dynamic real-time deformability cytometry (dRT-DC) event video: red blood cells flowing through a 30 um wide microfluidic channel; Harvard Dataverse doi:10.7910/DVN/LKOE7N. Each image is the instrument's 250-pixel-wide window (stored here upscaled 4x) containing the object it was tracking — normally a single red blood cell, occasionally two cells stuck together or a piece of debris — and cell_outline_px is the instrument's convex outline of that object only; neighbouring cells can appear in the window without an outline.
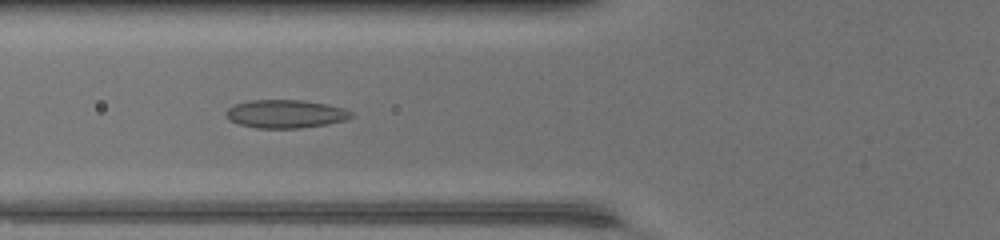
{"species": "common noctule bat (a hibernating species)", "species_latin": "Nyctalus noctula", "temperature_condition": "warm", "stored_images_in_passage": 50, "segment_of_instrument_passage": [1, 2], "camera_frame_rate_fps": 3000, "um_per_image_px": 0.085, "animal": {"sex": "female", "body_mass_g": 17.0, "forearm_length_mm": 48.0}, "frame": {"image": 1, "passage_image": 20, "time_ms": 6.333, "image_size_px": [1000, 240], "cell_outline_px": [[356, 116], [348, 120], [328, 124], [300, 128], [256, 128], [240, 124], [228, 120], [224, 116], [224, 112], [228, 108], [236, 104], [248, 100], [300, 100], [328, 104], [344, 108], [352, 112]], "centroid_in_image_um": [24.29, 9.68], "position_along_channel_um": 101.5, "area_um2": 20.92}}
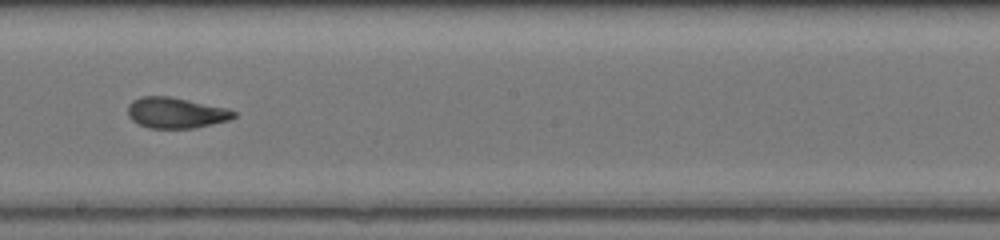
{"frame": {"image": 2, "passage_image": 29, "time_ms": 9.333, "image_size_px": [1000, 240], "cell_outline_px": [[236, 116], [228, 120], [212, 124], [192, 128], [148, 128], [132, 120], [128, 116], [128, 104], [132, 100], [140, 96], [168, 96], [228, 108], [236, 112]], "centroid_in_image_um": [14.93, 9.58], "position_along_channel_um": 233.3, "area_um2": 18.96}}
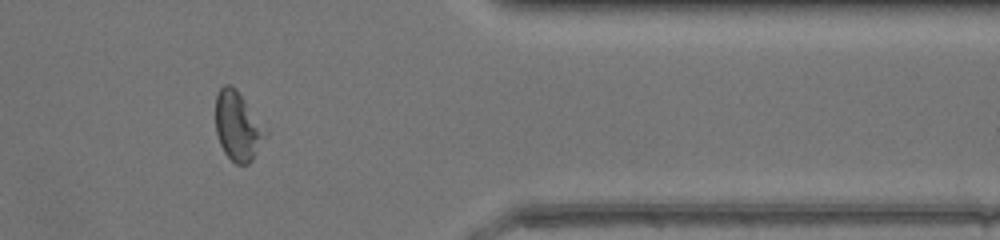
{"frame": {"image": 3, "passage_image": 41, "time_ms": 13.333, "image_size_px": [1000, 240], "cell_outline_px": [[268, 132], [252, 160], [248, 164], [236, 164], [224, 152], [220, 144], [216, 132], [216, 96], [220, 88], [224, 84], [228, 84], [236, 88], [268, 128]], "centroid_in_image_um": [20.23, 10.7], "position_along_channel_um": 391.2, "area_um2": 20.23}}